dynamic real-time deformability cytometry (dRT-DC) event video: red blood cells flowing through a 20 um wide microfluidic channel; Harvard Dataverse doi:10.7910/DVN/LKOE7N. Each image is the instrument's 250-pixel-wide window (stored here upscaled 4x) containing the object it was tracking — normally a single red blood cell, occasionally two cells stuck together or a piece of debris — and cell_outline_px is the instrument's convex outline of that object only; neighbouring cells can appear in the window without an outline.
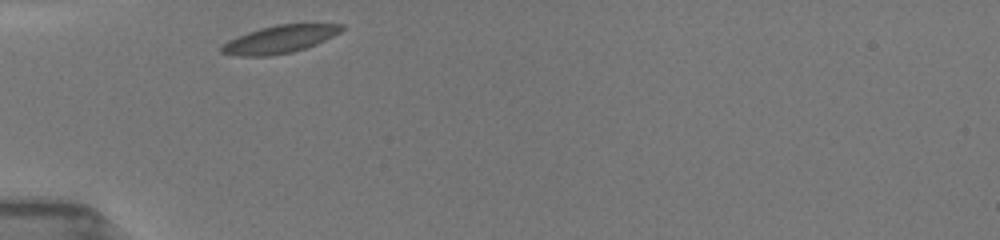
{"species": "common noctule bat (a hibernating species)", "species_latin": "Nyctalus noctula", "temperature_condition": "room temperature", "stored_images_in_passage": 30, "camera_frame_rate_fps": 3000, "um_per_image_px": 0.085, "animal": {"sex": "female", "body_mass_g": 19.5, "forearm_length_mm": 54.1}, "frame": {"image": 1, "passage_image": 1, "time_ms": 0.0, "image_size_px": [1000, 240], "cell_outline_px": [[344, 28], [340, 32], [316, 44], [292, 52], [268, 56], [236, 56], [220, 52], [220, 48], [228, 40], [248, 32], [260, 28], [276, 24], [344, 24]], "centroid_in_image_um": [23.75, 3.34], "position_along_channel_um": 61.2, "area_um2": 19.19}}
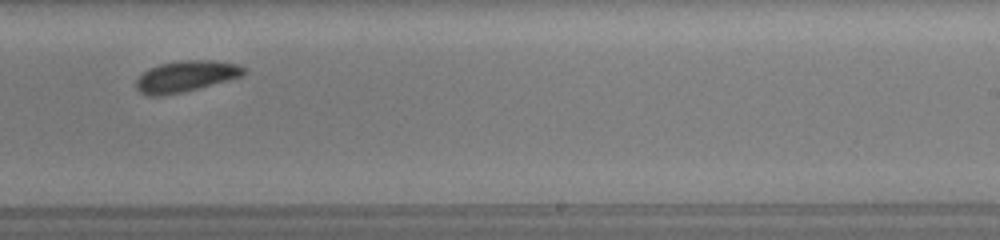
{"frame": {"image": 2, "passage_image": 20, "time_ms": 5.667, "image_size_px": [1000, 240], "cell_outline_px": [[248, 72], [240, 76], [184, 92], [160, 96], [148, 96], [140, 92], [136, 88], [136, 80], [148, 68], [160, 64], [180, 60], [216, 60], [236, 64], [244, 68]], "centroid_in_image_um": [15.76, 6.48], "position_along_channel_um": 273.2, "area_um2": 19.42}}
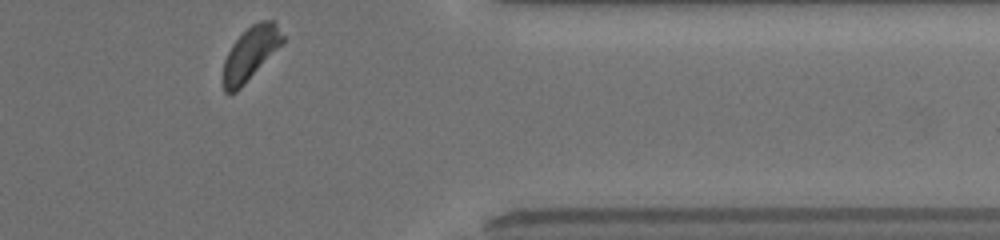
{"frame": {"image": 3, "passage_image": 30, "time_ms": 9.0, "image_size_px": [1000, 240], "cell_outline_px": [[284, 40], [244, 84], [236, 92], [228, 96], [224, 92], [224, 60], [232, 44], [252, 24], [260, 20], [276, 20], [284, 36]], "centroid_in_image_um": [21.28, 4.53], "position_along_channel_um": 390.1, "area_um2": 18.03}, "authors_computed_cell_mechanics": {"area_um2": 19.2474, "velocity_mm_per_s": 3.8827, "shape_relaxation_time_tau1_ms": 1.4381, "shape_relaxation_time_tau2_ms": 5.7753, "deformation_change_tau1": 0.0766, "deformation_change_tau2": 0.0998}}